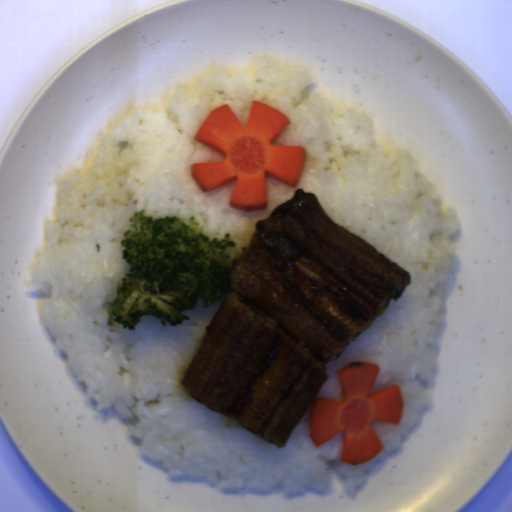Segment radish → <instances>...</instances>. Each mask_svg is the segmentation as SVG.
<instances>
[{
    "instance_id": "obj_1",
    "label": "radish",
    "mask_w": 512,
    "mask_h": 512,
    "mask_svg": "<svg viewBox=\"0 0 512 512\" xmlns=\"http://www.w3.org/2000/svg\"><path fill=\"white\" fill-rule=\"evenodd\" d=\"M289 122L283 111L259 100L251 102L245 127L227 104L213 107L193 139L223 158L219 163H193L191 178L204 194L232 181L229 207L267 210L265 178L295 188L305 168L303 145L275 141Z\"/></svg>"
},
{
    "instance_id": "obj_2",
    "label": "radish",
    "mask_w": 512,
    "mask_h": 512,
    "mask_svg": "<svg viewBox=\"0 0 512 512\" xmlns=\"http://www.w3.org/2000/svg\"><path fill=\"white\" fill-rule=\"evenodd\" d=\"M381 371L373 361H351L337 368L341 395L336 400L315 397L311 403L310 439L319 447L340 432V463L359 465L373 459L384 447L371 420L400 424L404 400L402 388L392 385L371 393Z\"/></svg>"
}]
</instances>
